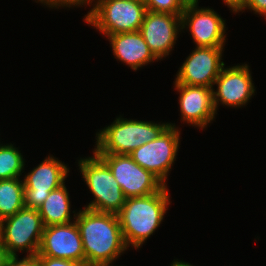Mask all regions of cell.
Segmentation results:
<instances>
[{
  "label": "cell",
  "mask_w": 266,
  "mask_h": 266,
  "mask_svg": "<svg viewBox=\"0 0 266 266\" xmlns=\"http://www.w3.org/2000/svg\"><path fill=\"white\" fill-rule=\"evenodd\" d=\"M224 47H196L177 71L174 83L214 88L225 66Z\"/></svg>",
  "instance_id": "cell-12"
},
{
  "label": "cell",
  "mask_w": 266,
  "mask_h": 266,
  "mask_svg": "<svg viewBox=\"0 0 266 266\" xmlns=\"http://www.w3.org/2000/svg\"><path fill=\"white\" fill-rule=\"evenodd\" d=\"M180 130L175 123H169L154 140L129 154L138 165L151 171L165 185L179 150Z\"/></svg>",
  "instance_id": "cell-7"
},
{
  "label": "cell",
  "mask_w": 266,
  "mask_h": 266,
  "mask_svg": "<svg viewBox=\"0 0 266 266\" xmlns=\"http://www.w3.org/2000/svg\"><path fill=\"white\" fill-rule=\"evenodd\" d=\"M8 257L9 255L7 254L6 248L4 247L0 239V266H5Z\"/></svg>",
  "instance_id": "cell-27"
},
{
  "label": "cell",
  "mask_w": 266,
  "mask_h": 266,
  "mask_svg": "<svg viewBox=\"0 0 266 266\" xmlns=\"http://www.w3.org/2000/svg\"><path fill=\"white\" fill-rule=\"evenodd\" d=\"M101 0H73V7L75 6H79V7H85V5L87 6V5H89V6H91V7H93L94 5H96L98 2H100ZM95 4H94V3ZM93 3V4H92Z\"/></svg>",
  "instance_id": "cell-26"
},
{
  "label": "cell",
  "mask_w": 266,
  "mask_h": 266,
  "mask_svg": "<svg viewBox=\"0 0 266 266\" xmlns=\"http://www.w3.org/2000/svg\"><path fill=\"white\" fill-rule=\"evenodd\" d=\"M169 122L139 121L116 117L114 122L96 133L95 154L129 155L140 146L154 140Z\"/></svg>",
  "instance_id": "cell-3"
},
{
  "label": "cell",
  "mask_w": 266,
  "mask_h": 266,
  "mask_svg": "<svg viewBox=\"0 0 266 266\" xmlns=\"http://www.w3.org/2000/svg\"><path fill=\"white\" fill-rule=\"evenodd\" d=\"M21 179L0 180V221L25 207L24 184Z\"/></svg>",
  "instance_id": "cell-18"
},
{
  "label": "cell",
  "mask_w": 266,
  "mask_h": 266,
  "mask_svg": "<svg viewBox=\"0 0 266 266\" xmlns=\"http://www.w3.org/2000/svg\"><path fill=\"white\" fill-rule=\"evenodd\" d=\"M25 159L14 144H0V180L20 178Z\"/></svg>",
  "instance_id": "cell-19"
},
{
  "label": "cell",
  "mask_w": 266,
  "mask_h": 266,
  "mask_svg": "<svg viewBox=\"0 0 266 266\" xmlns=\"http://www.w3.org/2000/svg\"><path fill=\"white\" fill-rule=\"evenodd\" d=\"M40 266H87L76 261H70L60 258H51L48 256H38Z\"/></svg>",
  "instance_id": "cell-23"
},
{
  "label": "cell",
  "mask_w": 266,
  "mask_h": 266,
  "mask_svg": "<svg viewBox=\"0 0 266 266\" xmlns=\"http://www.w3.org/2000/svg\"><path fill=\"white\" fill-rule=\"evenodd\" d=\"M190 0H145L146 10L182 15Z\"/></svg>",
  "instance_id": "cell-20"
},
{
  "label": "cell",
  "mask_w": 266,
  "mask_h": 266,
  "mask_svg": "<svg viewBox=\"0 0 266 266\" xmlns=\"http://www.w3.org/2000/svg\"><path fill=\"white\" fill-rule=\"evenodd\" d=\"M106 37L112 47L114 58L134 71L151 62L159 61L150 51L140 31L112 34Z\"/></svg>",
  "instance_id": "cell-16"
},
{
  "label": "cell",
  "mask_w": 266,
  "mask_h": 266,
  "mask_svg": "<svg viewBox=\"0 0 266 266\" xmlns=\"http://www.w3.org/2000/svg\"><path fill=\"white\" fill-rule=\"evenodd\" d=\"M249 67L248 64L244 63L222 68L220 75L214 82L217 89L213 88L212 90L216 113L220 104L231 108L248 105L247 103L250 102L256 91Z\"/></svg>",
  "instance_id": "cell-11"
},
{
  "label": "cell",
  "mask_w": 266,
  "mask_h": 266,
  "mask_svg": "<svg viewBox=\"0 0 266 266\" xmlns=\"http://www.w3.org/2000/svg\"><path fill=\"white\" fill-rule=\"evenodd\" d=\"M77 161L80 174L94 198L84 208L117 214L126 198L109 167L94 152L91 157H80Z\"/></svg>",
  "instance_id": "cell-4"
},
{
  "label": "cell",
  "mask_w": 266,
  "mask_h": 266,
  "mask_svg": "<svg viewBox=\"0 0 266 266\" xmlns=\"http://www.w3.org/2000/svg\"><path fill=\"white\" fill-rule=\"evenodd\" d=\"M170 266H194V265H192V264H190V263H188V262H184V261H182V260H176V259H174L172 262H171V264H170Z\"/></svg>",
  "instance_id": "cell-28"
},
{
  "label": "cell",
  "mask_w": 266,
  "mask_h": 266,
  "mask_svg": "<svg viewBox=\"0 0 266 266\" xmlns=\"http://www.w3.org/2000/svg\"><path fill=\"white\" fill-rule=\"evenodd\" d=\"M70 196L65 183L59 188L51 191L42 205L38 208V212L43 220L44 226H52L66 224L75 220L78 212L73 210V218L71 216Z\"/></svg>",
  "instance_id": "cell-17"
},
{
  "label": "cell",
  "mask_w": 266,
  "mask_h": 266,
  "mask_svg": "<svg viewBox=\"0 0 266 266\" xmlns=\"http://www.w3.org/2000/svg\"><path fill=\"white\" fill-rule=\"evenodd\" d=\"M68 173V165L48 155L22 179L25 207L38 209L51 191L65 183Z\"/></svg>",
  "instance_id": "cell-10"
},
{
  "label": "cell",
  "mask_w": 266,
  "mask_h": 266,
  "mask_svg": "<svg viewBox=\"0 0 266 266\" xmlns=\"http://www.w3.org/2000/svg\"><path fill=\"white\" fill-rule=\"evenodd\" d=\"M75 222L79 228L85 264H113L129 249L123 239L117 214L78 210Z\"/></svg>",
  "instance_id": "cell-1"
},
{
  "label": "cell",
  "mask_w": 266,
  "mask_h": 266,
  "mask_svg": "<svg viewBox=\"0 0 266 266\" xmlns=\"http://www.w3.org/2000/svg\"><path fill=\"white\" fill-rule=\"evenodd\" d=\"M181 28V15L147 10L140 32L154 56L161 60L171 53Z\"/></svg>",
  "instance_id": "cell-13"
},
{
  "label": "cell",
  "mask_w": 266,
  "mask_h": 266,
  "mask_svg": "<svg viewBox=\"0 0 266 266\" xmlns=\"http://www.w3.org/2000/svg\"><path fill=\"white\" fill-rule=\"evenodd\" d=\"M146 5L139 0H101L83 18L104 37L140 31Z\"/></svg>",
  "instance_id": "cell-5"
},
{
  "label": "cell",
  "mask_w": 266,
  "mask_h": 266,
  "mask_svg": "<svg viewBox=\"0 0 266 266\" xmlns=\"http://www.w3.org/2000/svg\"><path fill=\"white\" fill-rule=\"evenodd\" d=\"M246 9L266 19V0H245L242 7L235 14L244 12Z\"/></svg>",
  "instance_id": "cell-21"
},
{
  "label": "cell",
  "mask_w": 266,
  "mask_h": 266,
  "mask_svg": "<svg viewBox=\"0 0 266 266\" xmlns=\"http://www.w3.org/2000/svg\"><path fill=\"white\" fill-rule=\"evenodd\" d=\"M35 2L41 3L43 6L46 5L51 9H59L61 7L71 8L73 6V0H35Z\"/></svg>",
  "instance_id": "cell-24"
},
{
  "label": "cell",
  "mask_w": 266,
  "mask_h": 266,
  "mask_svg": "<svg viewBox=\"0 0 266 266\" xmlns=\"http://www.w3.org/2000/svg\"><path fill=\"white\" fill-rule=\"evenodd\" d=\"M173 87L179 93L181 120L204 130L217 114L213 105V88L180 83H174Z\"/></svg>",
  "instance_id": "cell-15"
},
{
  "label": "cell",
  "mask_w": 266,
  "mask_h": 266,
  "mask_svg": "<svg viewBox=\"0 0 266 266\" xmlns=\"http://www.w3.org/2000/svg\"><path fill=\"white\" fill-rule=\"evenodd\" d=\"M198 0H190L181 15V28L191 33L196 47H225L226 23L212 8L199 7Z\"/></svg>",
  "instance_id": "cell-9"
},
{
  "label": "cell",
  "mask_w": 266,
  "mask_h": 266,
  "mask_svg": "<svg viewBox=\"0 0 266 266\" xmlns=\"http://www.w3.org/2000/svg\"><path fill=\"white\" fill-rule=\"evenodd\" d=\"M5 266H40V262L37 255L25 256L21 259L18 258L17 255L9 256L6 260Z\"/></svg>",
  "instance_id": "cell-22"
},
{
  "label": "cell",
  "mask_w": 266,
  "mask_h": 266,
  "mask_svg": "<svg viewBox=\"0 0 266 266\" xmlns=\"http://www.w3.org/2000/svg\"><path fill=\"white\" fill-rule=\"evenodd\" d=\"M167 187L147 196L125 199L117 216L127 247L139 249L161 226L171 204Z\"/></svg>",
  "instance_id": "cell-2"
},
{
  "label": "cell",
  "mask_w": 266,
  "mask_h": 266,
  "mask_svg": "<svg viewBox=\"0 0 266 266\" xmlns=\"http://www.w3.org/2000/svg\"><path fill=\"white\" fill-rule=\"evenodd\" d=\"M91 266H113V264H105V265H91Z\"/></svg>",
  "instance_id": "cell-29"
},
{
  "label": "cell",
  "mask_w": 266,
  "mask_h": 266,
  "mask_svg": "<svg viewBox=\"0 0 266 266\" xmlns=\"http://www.w3.org/2000/svg\"><path fill=\"white\" fill-rule=\"evenodd\" d=\"M96 155L109 167L125 198L147 196L165 186L157 176L138 165L130 155Z\"/></svg>",
  "instance_id": "cell-8"
},
{
  "label": "cell",
  "mask_w": 266,
  "mask_h": 266,
  "mask_svg": "<svg viewBox=\"0 0 266 266\" xmlns=\"http://www.w3.org/2000/svg\"><path fill=\"white\" fill-rule=\"evenodd\" d=\"M222 1L230 8V10L234 14L242 7L245 0H222Z\"/></svg>",
  "instance_id": "cell-25"
},
{
  "label": "cell",
  "mask_w": 266,
  "mask_h": 266,
  "mask_svg": "<svg viewBox=\"0 0 266 266\" xmlns=\"http://www.w3.org/2000/svg\"><path fill=\"white\" fill-rule=\"evenodd\" d=\"M44 223L38 209L23 207L14 215L0 221V239L9 256L25 252L26 256L38 253Z\"/></svg>",
  "instance_id": "cell-6"
},
{
  "label": "cell",
  "mask_w": 266,
  "mask_h": 266,
  "mask_svg": "<svg viewBox=\"0 0 266 266\" xmlns=\"http://www.w3.org/2000/svg\"><path fill=\"white\" fill-rule=\"evenodd\" d=\"M37 256H48L85 264L79 228L73 220L44 228Z\"/></svg>",
  "instance_id": "cell-14"
}]
</instances>
